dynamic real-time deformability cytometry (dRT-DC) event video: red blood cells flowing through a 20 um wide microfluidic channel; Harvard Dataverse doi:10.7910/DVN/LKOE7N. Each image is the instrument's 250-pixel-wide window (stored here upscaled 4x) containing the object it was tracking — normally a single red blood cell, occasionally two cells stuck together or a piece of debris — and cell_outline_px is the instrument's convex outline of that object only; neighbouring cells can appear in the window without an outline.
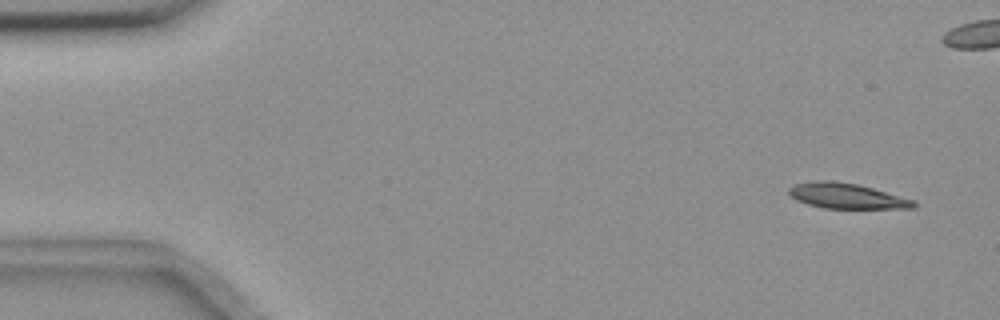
{"species": "common noctule bat (a hibernating species)", "species_latin": "Nyctalus noctula", "temperature_condition": "room temperature", "stored_images_in_passage": 5, "camera_frame_rate_fps": 3000, "um_per_image_px": 0.085, "animal": {"sex": "female", "body_mass_g": 18.4}, "frame": {"image": 1, "passage_image": 1, "time_ms": 0.0, "image_size_px": [1000, 320], "cell_outline_px": [[916, 208], [824, 208], [808, 204], [796, 200], [788, 196], [788, 188], [796, 184], [816, 180], [832, 180], [856, 184], [872, 188], [916, 200]], "centroid_in_image_um": [71.94, 16.65], "position_along_channel_um": 13.1, "area_um2": 18.44}}